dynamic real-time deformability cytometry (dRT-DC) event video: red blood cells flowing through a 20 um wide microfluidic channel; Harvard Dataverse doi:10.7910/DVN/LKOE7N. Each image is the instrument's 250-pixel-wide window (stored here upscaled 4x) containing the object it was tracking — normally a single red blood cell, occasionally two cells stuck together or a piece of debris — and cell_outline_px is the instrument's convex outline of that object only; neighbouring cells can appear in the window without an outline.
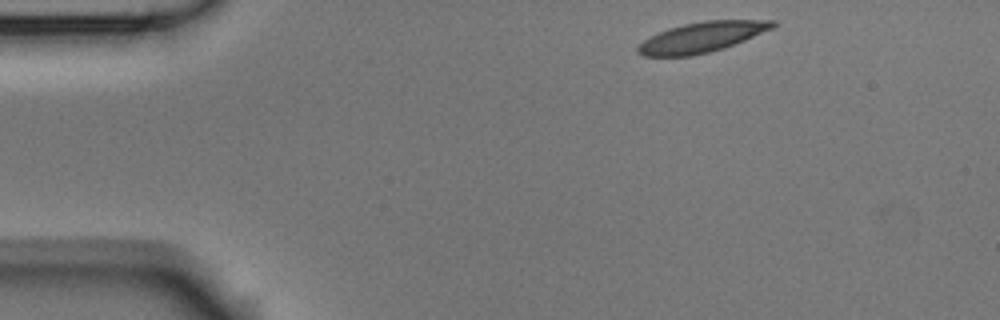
{"species": "Egyptian fruit bat (a non-hibernating species)", "species_latin": "Rousettus aegyptiacus", "temperature_condition": "room temperature", "stored_images_in_passage": 3, "camera_frame_rate_fps": 3000, "um_per_image_px": 0.085, "animal": {"sex": "male"}, "frame": {"image": 1, "passage_image": 1, "time_ms": 0.0, "image_size_px": [1000, 320], "cell_outline_px": [[776, 24], [772, 28], [744, 40], [724, 48], [708, 52], [688, 56], [644, 56], [636, 52], [636, 48], [644, 40], [668, 28], [684, 24], [704, 20], [776, 20]], "centroid_in_image_um": [59.64, 3.15], "position_along_channel_um": 25.4, "area_um2": 23.47}}